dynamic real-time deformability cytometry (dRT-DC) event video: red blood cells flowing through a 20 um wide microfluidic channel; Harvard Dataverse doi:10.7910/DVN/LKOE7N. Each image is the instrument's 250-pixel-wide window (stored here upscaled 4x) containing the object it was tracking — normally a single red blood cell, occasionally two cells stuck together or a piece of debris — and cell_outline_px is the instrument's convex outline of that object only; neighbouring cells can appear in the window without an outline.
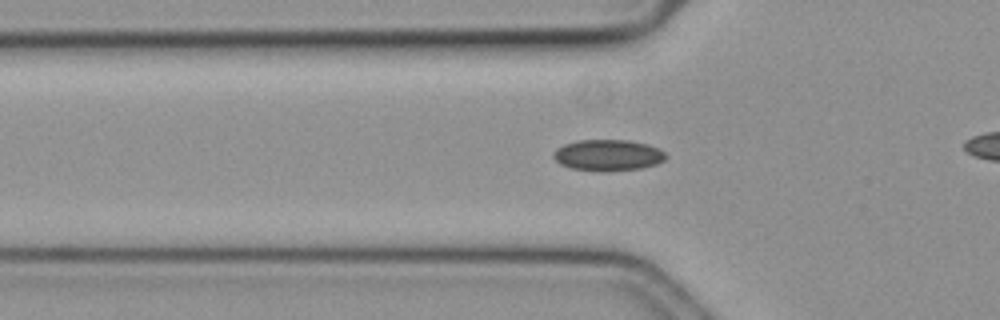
{"species": "common noctule bat (a hibernating species)", "species_latin": "Nyctalus noctula", "temperature_condition": "cold", "stored_images_in_passage": 47, "camera_frame_rate_fps": 3000, "um_per_image_px": 0.085, "animal": {"sex": "female", "body_mass_g": 19.3, "forearm_length_mm": 54.1}, "frame": {"image": 1, "passage_image": 19, "time_ms": 6.0, "image_size_px": [1000, 320], "cell_outline_px": [[664, 160], [656, 164], [644, 168], [608, 172], [600, 172], [568, 168], [560, 164], [552, 156], [552, 152], [556, 148], [564, 144], [576, 140], [628, 140], [648, 144], [664, 152]], "centroid_in_image_um": [51.62, 13.2], "position_along_channel_um": 74.2, "area_um2": 20.75}}
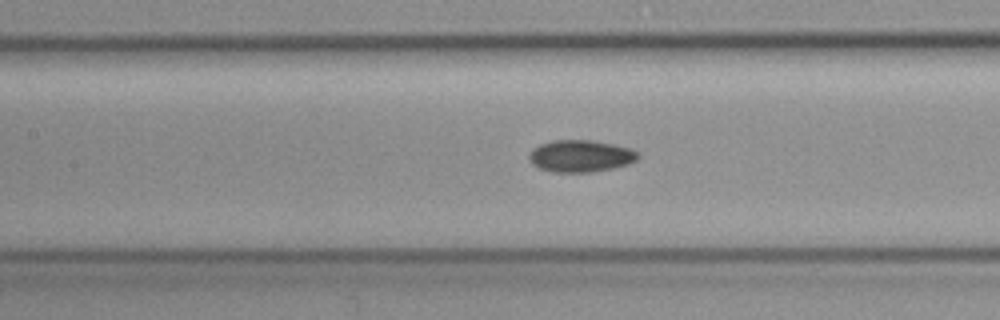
{"frame": {"image": 2, "passage_image": 26, "time_ms": 8.333, "image_size_px": [1000, 320], "cell_outline_px": [[640, 156], [636, 160], [628, 164], [612, 168], [592, 172], [552, 172], [540, 168], [532, 164], [528, 160], [528, 156], [532, 148], [540, 144], [552, 140], [592, 140], [632, 148]], "centroid_in_image_um": [49.32, 13.26], "position_along_channel_um": 158.1, "area_um2": 20.4}}
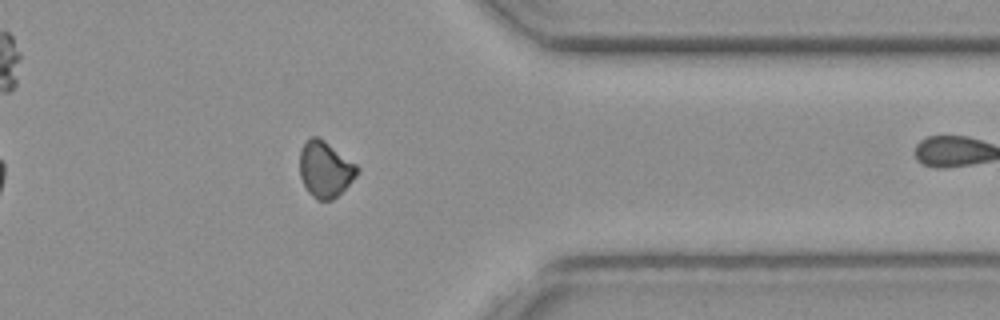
{"frame": {"image": 3, "passage_image": 46, "time_ms": 15.0, "image_size_px": [1000, 320], "cell_outline_px": [[360, 168], [356, 176], [332, 200], [316, 200], [308, 192], [300, 176], [300, 148], [312, 136], [316, 136], [324, 140], [356, 164]], "centroid_in_image_um": [27.62, 14.39], "position_along_channel_um": 383.8, "area_um2": 18.5}}